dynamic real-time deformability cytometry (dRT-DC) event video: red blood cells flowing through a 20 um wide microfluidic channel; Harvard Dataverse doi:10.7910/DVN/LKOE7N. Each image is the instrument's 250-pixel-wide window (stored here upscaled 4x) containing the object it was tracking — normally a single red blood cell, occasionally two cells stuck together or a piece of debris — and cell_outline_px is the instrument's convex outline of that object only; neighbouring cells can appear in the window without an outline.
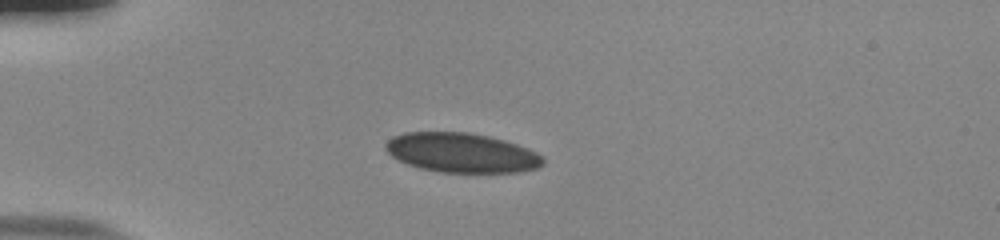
{"species": "human", "species_latin": "Homo sapiens", "temperature_condition": "room temperature", "stored_images_in_passage": 39, "camera_frame_rate_fps": 3000, "um_per_image_px": 0.085, "donor": {"sex": "male"}, "frame": {"image": 1, "passage_image": 1, "time_ms": 0.0, "image_size_px": [1000, 240], "cell_outline_px": [[544, 164], [536, 168], [516, 172], [440, 172], [420, 168], [408, 164], [392, 156], [384, 148], [384, 144], [392, 136], [404, 132], [468, 132], [488, 136], [504, 140], [528, 148], [544, 156]], "centroid_in_image_um": [39.23, 12.97], "position_along_channel_um": 45.8, "area_um2": 36.24}}
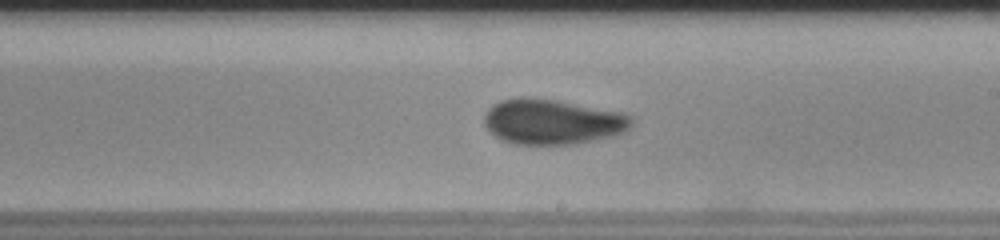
{"frame": {"image": 2, "passage_image": 19, "time_ms": 6.0, "image_size_px": [1000, 240], "cell_outline_px": [[632, 124], [624, 132], [616, 136], [572, 144], [512, 144], [500, 140], [484, 124], [484, 116], [488, 108], [492, 104], [500, 100], [520, 96], [524, 96], [556, 100], [624, 112], [632, 116]], "centroid_in_image_um": [46.95, 10.34], "position_along_channel_um": 242.0, "area_um2": 39.19}}
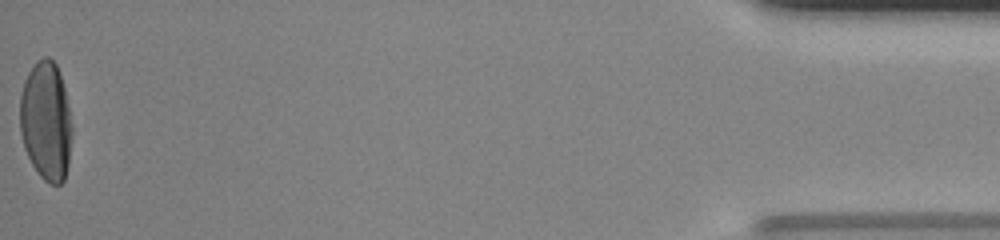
{"frame": {"image": 3, "passage_image": 39, "time_ms": 12.667, "image_size_px": [1000, 240], "cell_outline_px": [[72, 132], [68, 164], [64, 180], [60, 184], [52, 184], [44, 180], [40, 176], [32, 164], [24, 148], [20, 132], [20, 96], [24, 80], [28, 72], [36, 60], [44, 56], [48, 56], [56, 64], [64, 88], [72, 124]], "centroid_in_image_um": [3.9, 10.28], "position_along_channel_um": 431.3, "area_um2": 36.18}}